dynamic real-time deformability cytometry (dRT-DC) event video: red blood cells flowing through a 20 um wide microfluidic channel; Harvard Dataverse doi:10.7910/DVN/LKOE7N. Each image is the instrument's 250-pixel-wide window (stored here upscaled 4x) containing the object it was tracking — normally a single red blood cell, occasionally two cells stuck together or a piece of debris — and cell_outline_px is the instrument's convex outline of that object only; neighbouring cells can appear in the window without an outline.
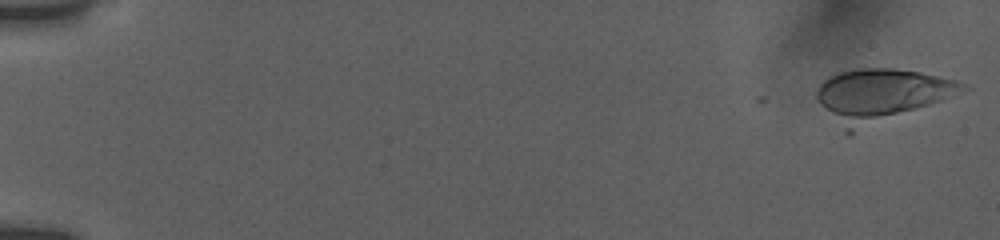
{"species": "human", "species_latin": "Homo sapiens", "temperature_condition": "room temperature", "stored_images_in_passage": 9, "camera_frame_rate_fps": 3000, "um_per_image_px": 0.085, "donor": {"sex": "female"}, "frame": {"image": 1, "passage_image": 1, "time_ms": 0.0, "image_size_px": [1000, 240], "cell_outline_px": [[972, 88], [848, 136], [844, 132], [816, 96], [816, 92], [820, 84], [824, 80], [840, 72], [860, 68], [892, 68], [916, 72], [956, 80]], "centroid_in_image_um": [74.87, 8.11], "position_along_channel_um": 10.1, "area_um2": 43.93}}
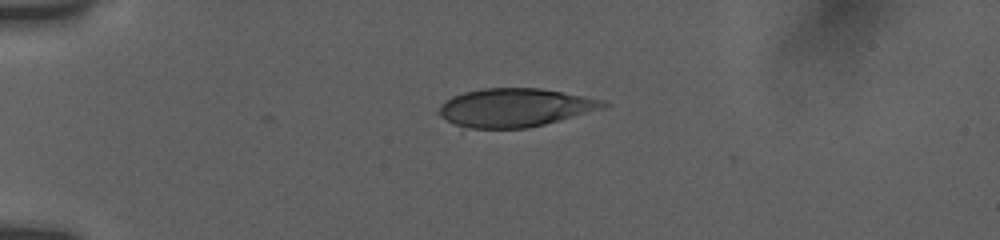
{"frame": {"image": 2, "passage_image": 6, "time_ms": 4.333, "image_size_px": [1000, 240], "cell_outline_px": [[608, 104], [600, 108], [544, 124], [528, 128], [468, 128], [456, 124], [440, 116], [440, 108], [452, 96], [464, 92], [484, 88], [540, 88], [604, 100]], "centroid_in_image_um": [43.74, 9.14], "position_along_channel_um": 41.3, "area_um2": 35.89}}
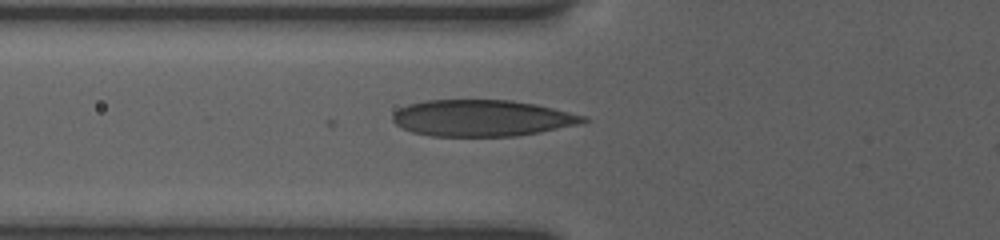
{"frame": {"image": 3, "passage_image": 9, "time_ms": 6.667, "image_size_px": [1000, 240], "cell_outline_px": [[588, 120], [576, 124], [540, 132], [516, 136], [432, 136], [412, 132], [396, 124], [392, 120], [392, 116], [400, 108], [408, 104], [428, 100], [512, 100], [536, 104], [588, 116]], "centroid_in_image_um": [40.97, 10.03], "position_along_channel_um": 84.8, "area_um2": 40.29}}